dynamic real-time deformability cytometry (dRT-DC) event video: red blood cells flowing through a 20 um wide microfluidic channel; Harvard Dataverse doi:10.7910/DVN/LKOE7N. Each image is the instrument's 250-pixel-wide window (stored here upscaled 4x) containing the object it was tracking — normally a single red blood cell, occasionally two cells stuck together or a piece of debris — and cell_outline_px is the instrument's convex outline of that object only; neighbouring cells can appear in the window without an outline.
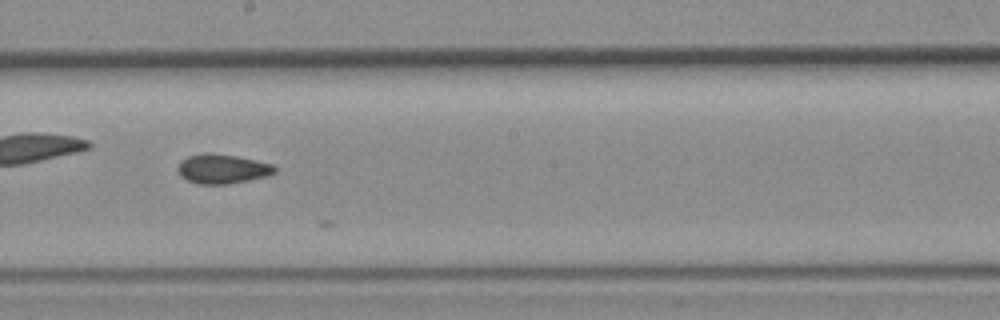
{"species": "common noctule bat (a hibernating species)", "species_latin": "Nyctalus noctula", "temperature_condition": "room temperature", "stored_images_in_passage": 29, "camera_frame_rate_fps": 3000, "um_per_image_px": 0.085, "animal": {"sex": "female", "body_mass_g": 19.3, "forearm_length_mm": 54.1}, "frame": {"image": 1, "passage_image": 23, "time_ms": 7.333, "image_size_px": [1000, 320], "cell_outline_px": [[276, 172], [264, 176], [248, 180], [228, 184], [200, 184], [188, 180], [180, 176], [176, 168], [188, 156], [204, 152], [212, 152], [236, 156], [272, 164], [276, 168]], "centroid_in_image_um": [18.87, 14.34], "position_along_channel_um": 229.3, "area_um2": 16.47}}